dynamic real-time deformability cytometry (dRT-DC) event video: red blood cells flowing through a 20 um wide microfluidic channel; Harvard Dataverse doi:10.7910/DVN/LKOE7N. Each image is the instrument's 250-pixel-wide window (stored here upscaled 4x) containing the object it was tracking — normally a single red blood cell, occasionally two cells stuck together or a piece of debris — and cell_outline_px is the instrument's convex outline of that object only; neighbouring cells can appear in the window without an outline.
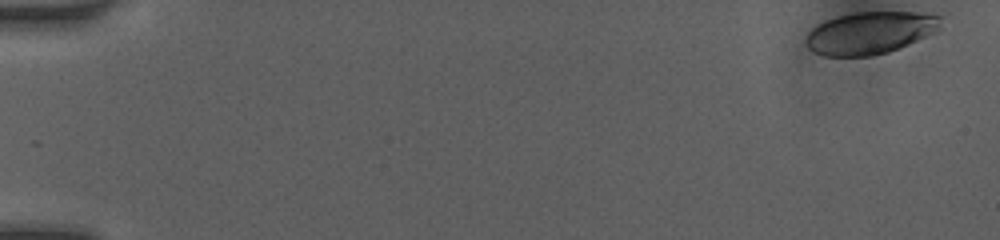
{"species": "human", "species_latin": "Homo sapiens", "temperature_condition": "room temperature", "stored_images_in_passage": 50, "camera_frame_rate_fps": 3000, "um_per_image_px": 0.085, "donor": {"sex": "female"}, "frame": {"image": 1, "passage_image": 1, "time_ms": 0.0, "image_size_px": [1000, 240], "cell_outline_px": [[940, 28], [900, 48], [888, 52], [872, 56], [824, 56], [812, 52], [804, 44], [804, 40], [808, 32], [812, 28], [828, 20], [840, 16], [856, 12], [916, 12], [940, 16]], "centroid_in_image_um": [73.9, 2.81], "position_along_channel_um": 11.1, "area_um2": 32.95}}
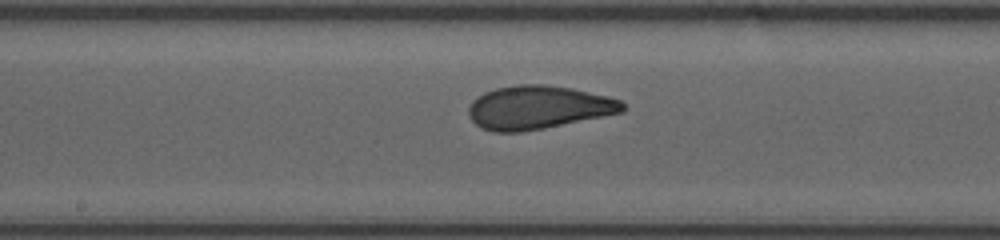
{"frame": {"image": 2, "passage_image": 27, "time_ms": 8.667, "image_size_px": [1000, 240], "cell_outline_px": [[624, 112], [544, 128], [520, 132], [492, 132], [480, 128], [472, 120], [468, 112], [468, 108], [472, 100], [484, 92], [496, 88], [516, 84], [544, 84], [572, 88], [608, 96], [620, 100], [624, 104]], "centroid_in_image_um": [45.73, 9.13], "position_along_channel_um": 202.5, "area_um2": 39.07}}
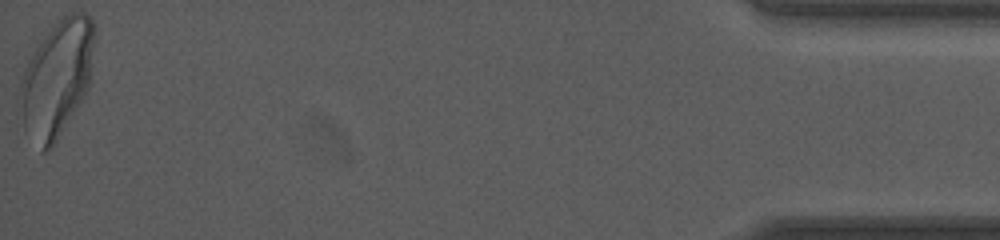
{"frame": {"image": 3, "passage_image": 50, "time_ms": 16.333, "image_size_px": [1000, 240], "cell_outline_px": [[96, 32], [88, 84], [80, 100], [56, 144], [52, 148], [44, 152], [40, 152], [24, 128], [20, 88], [20, 80], [24, 68], [28, 60], [56, 16], [68, 12], [84, 12], [92, 16], [96, 24]], "centroid_in_image_um": [4.84, 6.57], "position_along_channel_um": 430.4, "area_um2": 50.75}, "authors_computed_cell_mechanics": {"area_um2": 38.0902, "velocity_mm_per_s": 4.1272, "shape_relaxation_time_tau1_ms": 4.0632, "shape_relaxation_time_tau2_ms": 1.0832, "deformation_change_tau1": 0.1722, "deformation_change_tau2": 0.0811}}